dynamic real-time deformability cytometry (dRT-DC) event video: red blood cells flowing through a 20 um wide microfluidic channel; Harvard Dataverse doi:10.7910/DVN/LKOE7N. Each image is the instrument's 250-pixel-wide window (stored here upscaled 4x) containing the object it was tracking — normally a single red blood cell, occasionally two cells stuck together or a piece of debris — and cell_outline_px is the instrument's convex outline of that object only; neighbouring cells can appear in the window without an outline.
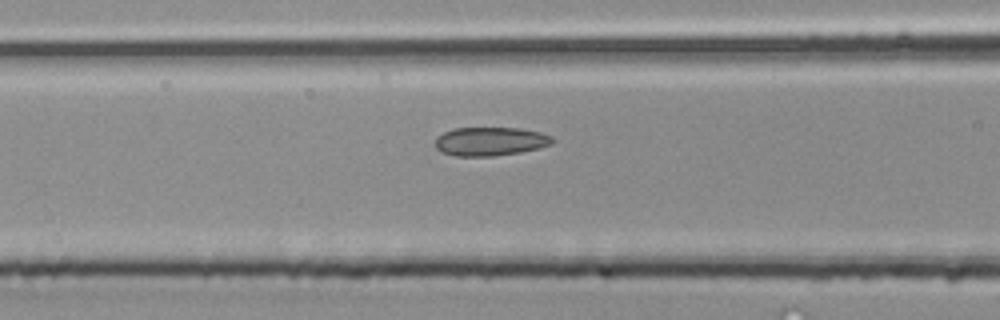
{"species": "common noctule bat (a hibernating species)", "species_latin": "Nyctalus noctula", "temperature_condition": "room temperature", "stored_images_in_passage": 8, "camera_frame_rate_fps": 3000, "um_per_image_px": 0.085, "animal": {"sex": "male", "body_mass_g": 20.4}, "frame": {"image": 1, "passage_image": 7, "time_ms": 2.0, "image_size_px": [1000, 320], "cell_outline_px": [[556, 140], [552, 144], [520, 152], [492, 156], [456, 156], [444, 152], [436, 148], [436, 136], [452, 128], [520, 128], [540, 132], [552, 136]], "centroid_in_image_um": [41.69, 12.01], "position_along_channel_um": 124.9, "area_um2": 19.54}}